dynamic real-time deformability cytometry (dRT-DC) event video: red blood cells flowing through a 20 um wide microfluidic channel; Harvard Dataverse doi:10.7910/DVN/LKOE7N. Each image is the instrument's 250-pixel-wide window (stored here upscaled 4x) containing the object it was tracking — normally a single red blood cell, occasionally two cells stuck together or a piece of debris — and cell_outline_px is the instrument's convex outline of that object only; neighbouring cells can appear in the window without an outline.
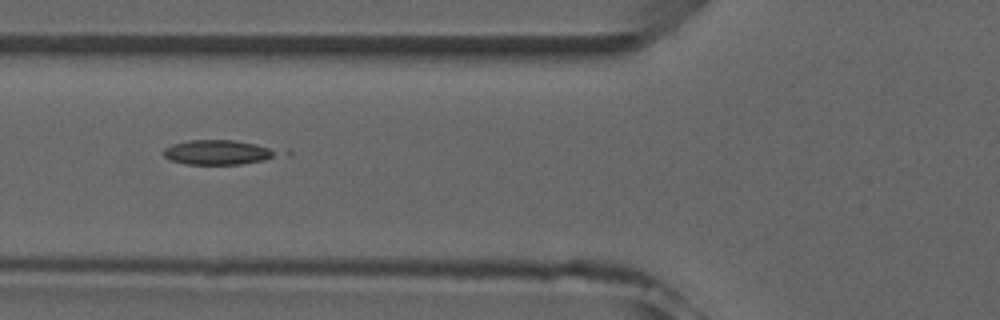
{"species": "common noctule bat (a hibernating species)", "species_latin": "Nyctalus noctula", "temperature_condition": "room temperature", "stored_images_in_passage": 7, "camera_frame_rate_fps": 3000, "um_per_image_px": 0.085, "animal": {"sex": "male", "forearm_length_mm": 52.5}, "frame": {"image": 1, "passage_image": 6, "time_ms": 5.667, "image_size_px": [1000, 320], "cell_outline_px": [[276, 152], [272, 156], [264, 160], [240, 164], [188, 164], [172, 160], [164, 156], [164, 148], [172, 144], [188, 140], [232, 140], [256, 144], [268, 148]], "centroid_in_image_um": [18.43, 12.94], "position_along_channel_um": 107.4, "area_um2": 15.84}}
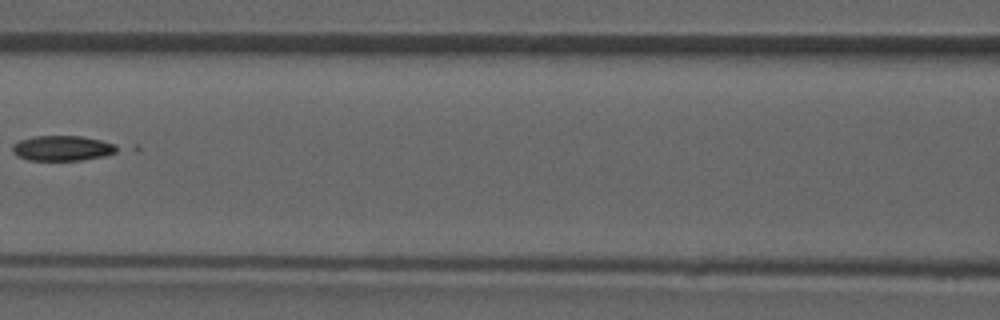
{"frame": {"image": 2, "passage_image": 7, "time_ms": 7.0, "image_size_px": [1000, 320], "cell_outline_px": [[140, 152], [84, 160], [28, 160], [16, 156], [12, 152], [12, 144], [20, 140], [36, 136], [80, 136], [140, 144]], "centroid_in_image_um": [6.0, 12.6], "position_along_channel_um": 160.6, "area_um2": 17.92}}